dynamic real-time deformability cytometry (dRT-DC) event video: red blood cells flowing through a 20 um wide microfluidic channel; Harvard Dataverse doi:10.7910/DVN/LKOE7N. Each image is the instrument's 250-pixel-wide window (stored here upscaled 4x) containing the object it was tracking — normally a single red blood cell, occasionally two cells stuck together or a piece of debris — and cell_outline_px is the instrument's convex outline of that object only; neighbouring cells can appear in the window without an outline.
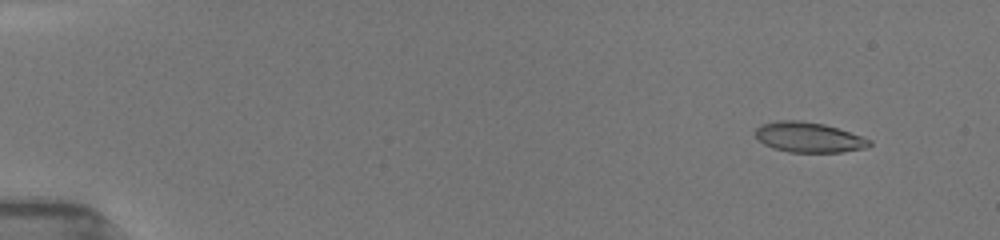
{"species": "common noctule bat (a hibernating species)", "species_latin": "Nyctalus noctula", "temperature_condition": "room temperature", "stored_images_in_passage": 34, "camera_frame_rate_fps": 3000, "um_per_image_px": 0.085, "animal": {"sex": "female", "body_mass_g": 19.5, "forearm_length_mm": 54.1}, "frame": {"image": 1, "passage_image": 12, "time_ms": 1.333, "image_size_px": [1000, 240], "cell_outline_px": [[872, 144], [864, 148], [840, 152], [788, 152], [772, 148], [764, 144], [756, 136], [756, 128], [760, 124], [776, 120], [800, 120], [824, 124], [872, 140]], "centroid_in_image_um": [68.7, 11.66], "position_along_channel_um": 16.3, "area_um2": 19.94}}
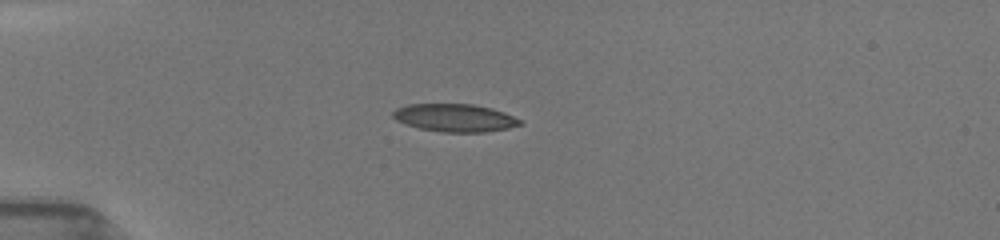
{"frame": {"image": 2, "passage_image": 29, "time_ms": 4.667, "image_size_px": [1000, 240], "cell_outline_px": [[524, 124], [508, 128], [484, 132], [440, 132], [420, 128], [396, 120], [392, 116], [392, 112], [396, 108], [408, 104], [472, 104], [492, 108], [504, 112], [520, 120]], "centroid_in_image_um": [38.66, 10.01], "position_along_channel_um": 46.3, "area_um2": 20.52}}